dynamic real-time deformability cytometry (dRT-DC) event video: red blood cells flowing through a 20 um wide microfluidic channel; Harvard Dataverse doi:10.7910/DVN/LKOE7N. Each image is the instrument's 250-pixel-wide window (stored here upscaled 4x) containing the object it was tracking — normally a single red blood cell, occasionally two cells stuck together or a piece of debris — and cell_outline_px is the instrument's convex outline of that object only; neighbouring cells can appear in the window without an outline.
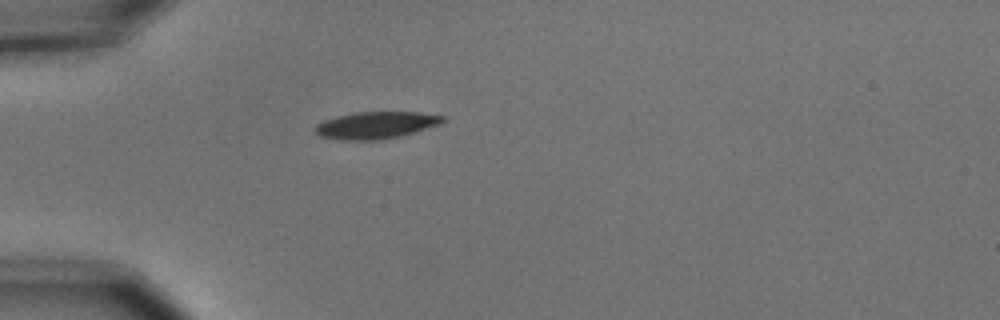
{"species": "common noctule bat (a hibernating species)", "species_latin": "Nyctalus noctula", "temperature_condition": "cold", "stored_images_in_passage": 1, "camera_frame_rate_fps": 3000, "um_per_image_px": 0.085, "animal": {"sex": "male", "body_mass_g": 15.6}, "frame": {"image": 1, "passage_image": 1, "time_ms": 0.0, "image_size_px": [1000, 320], "cell_outline_px": [[444, 120], [440, 124], [400, 136], [380, 140], [340, 140], [320, 136], [312, 128], [316, 124], [324, 120], [336, 116], [352, 112], [420, 112], [444, 116]], "centroid_in_image_um": [31.9, 10.64], "position_along_channel_um": 53.1, "area_um2": 20.17}}